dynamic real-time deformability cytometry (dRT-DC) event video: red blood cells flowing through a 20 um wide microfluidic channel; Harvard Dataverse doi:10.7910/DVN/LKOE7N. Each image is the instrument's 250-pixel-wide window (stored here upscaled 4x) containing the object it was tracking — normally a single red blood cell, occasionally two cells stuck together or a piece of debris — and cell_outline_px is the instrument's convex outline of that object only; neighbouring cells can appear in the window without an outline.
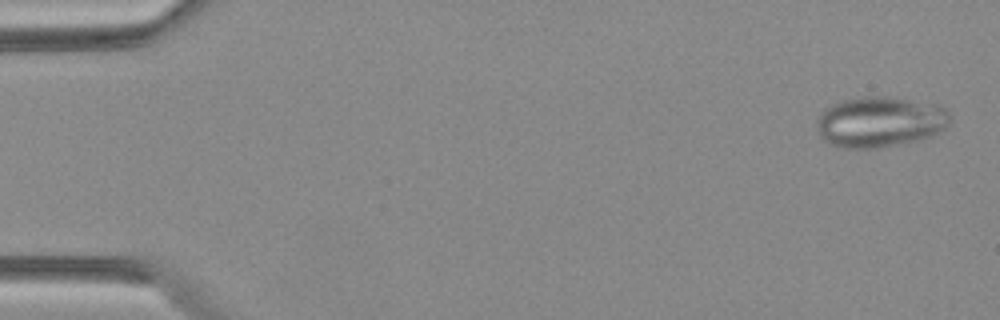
{"species": "Egyptian fruit bat (a non-hibernating species)", "species_latin": "Rousettus aegyptiacus", "temperature_condition": "warm", "stored_images_in_passage": 4, "camera_frame_rate_fps": 3000, "um_per_image_px": 0.085, "animal": {"sex": "female"}, "frame": {"image": 1, "passage_image": 4, "time_ms": 1.0, "image_size_px": [1000, 320], "cell_outline_px": [[948, 124], [940, 132], [932, 136], [916, 140], [876, 148], [848, 148], [832, 144], [824, 140], [820, 136], [816, 120], [832, 104], [844, 100], [864, 96], [884, 96], [936, 104], [944, 108], [948, 112]], "centroid_in_image_um": [74.8, 10.35], "position_along_channel_um": 10.2, "area_um2": 38.73}}